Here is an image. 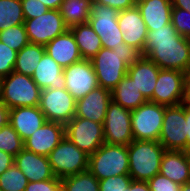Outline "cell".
<instances>
[{
	"label": "cell",
	"instance_id": "obj_38",
	"mask_svg": "<svg viewBox=\"0 0 190 191\" xmlns=\"http://www.w3.org/2000/svg\"><path fill=\"white\" fill-rule=\"evenodd\" d=\"M150 191H180L181 185L171 181L160 173L147 181Z\"/></svg>",
	"mask_w": 190,
	"mask_h": 191
},
{
	"label": "cell",
	"instance_id": "obj_16",
	"mask_svg": "<svg viewBox=\"0 0 190 191\" xmlns=\"http://www.w3.org/2000/svg\"><path fill=\"white\" fill-rule=\"evenodd\" d=\"M117 21L124 43L143 52L148 29L137 6L119 11Z\"/></svg>",
	"mask_w": 190,
	"mask_h": 191
},
{
	"label": "cell",
	"instance_id": "obj_41",
	"mask_svg": "<svg viewBox=\"0 0 190 191\" xmlns=\"http://www.w3.org/2000/svg\"><path fill=\"white\" fill-rule=\"evenodd\" d=\"M99 4L110 6L118 11L132 8L136 4V0H92Z\"/></svg>",
	"mask_w": 190,
	"mask_h": 191
},
{
	"label": "cell",
	"instance_id": "obj_44",
	"mask_svg": "<svg viewBox=\"0 0 190 191\" xmlns=\"http://www.w3.org/2000/svg\"><path fill=\"white\" fill-rule=\"evenodd\" d=\"M9 111L7 105L0 100V129L9 123Z\"/></svg>",
	"mask_w": 190,
	"mask_h": 191
},
{
	"label": "cell",
	"instance_id": "obj_48",
	"mask_svg": "<svg viewBox=\"0 0 190 191\" xmlns=\"http://www.w3.org/2000/svg\"><path fill=\"white\" fill-rule=\"evenodd\" d=\"M183 103L190 107V80H186L185 95Z\"/></svg>",
	"mask_w": 190,
	"mask_h": 191
},
{
	"label": "cell",
	"instance_id": "obj_45",
	"mask_svg": "<svg viewBox=\"0 0 190 191\" xmlns=\"http://www.w3.org/2000/svg\"><path fill=\"white\" fill-rule=\"evenodd\" d=\"M187 152L190 153V107L185 105Z\"/></svg>",
	"mask_w": 190,
	"mask_h": 191
},
{
	"label": "cell",
	"instance_id": "obj_6",
	"mask_svg": "<svg viewBox=\"0 0 190 191\" xmlns=\"http://www.w3.org/2000/svg\"><path fill=\"white\" fill-rule=\"evenodd\" d=\"M48 158L52 172L59 179L88 170L89 155L80 150L66 136L50 152Z\"/></svg>",
	"mask_w": 190,
	"mask_h": 191
},
{
	"label": "cell",
	"instance_id": "obj_46",
	"mask_svg": "<svg viewBox=\"0 0 190 191\" xmlns=\"http://www.w3.org/2000/svg\"><path fill=\"white\" fill-rule=\"evenodd\" d=\"M173 8H181L190 12V0H171Z\"/></svg>",
	"mask_w": 190,
	"mask_h": 191
},
{
	"label": "cell",
	"instance_id": "obj_4",
	"mask_svg": "<svg viewBox=\"0 0 190 191\" xmlns=\"http://www.w3.org/2000/svg\"><path fill=\"white\" fill-rule=\"evenodd\" d=\"M41 89L31 76L11 72L0 79V100L9 109L23 106H38Z\"/></svg>",
	"mask_w": 190,
	"mask_h": 191
},
{
	"label": "cell",
	"instance_id": "obj_49",
	"mask_svg": "<svg viewBox=\"0 0 190 191\" xmlns=\"http://www.w3.org/2000/svg\"><path fill=\"white\" fill-rule=\"evenodd\" d=\"M180 191H190V184L185 183V184L181 185V190Z\"/></svg>",
	"mask_w": 190,
	"mask_h": 191
},
{
	"label": "cell",
	"instance_id": "obj_24",
	"mask_svg": "<svg viewBox=\"0 0 190 191\" xmlns=\"http://www.w3.org/2000/svg\"><path fill=\"white\" fill-rule=\"evenodd\" d=\"M63 68L45 52L33 75V81L41 89H65Z\"/></svg>",
	"mask_w": 190,
	"mask_h": 191
},
{
	"label": "cell",
	"instance_id": "obj_8",
	"mask_svg": "<svg viewBox=\"0 0 190 191\" xmlns=\"http://www.w3.org/2000/svg\"><path fill=\"white\" fill-rule=\"evenodd\" d=\"M118 14V10L92 1L88 23L100 37L104 48L114 49L124 43L117 21Z\"/></svg>",
	"mask_w": 190,
	"mask_h": 191
},
{
	"label": "cell",
	"instance_id": "obj_27",
	"mask_svg": "<svg viewBox=\"0 0 190 191\" xmlns=\"http://www.w3.org/2000/svg\"><path fill=\"white\" fill-rule=\"evenodd\" d=\"M70 30L83 59H92L102 49L101 39L89 23L76 25Z\"/></svg>",
	"mask_w": 190,
	"mask_h": 191
},
{
	"label": "cell",
	"instance_id": "obj_1",
	"mask_svg": "<svg viewBox=\"0 0 190 191\" xmlns=\"http://www.w3.org/2000/svg\"><path fill=\"white\" fill-rule=\"evenodd\" d=\"M142 55L160 69L185 73L190 62V38L180 36L170 22L148 31Z\"/></svg>",
	"mask_w": 190,
	"mask_h": 191
},
{
	"label": "cell",
	"instance_id": "obj_35",
	"mask_svg": "<svg viewBox=\"0 0 190 191\" xmlns=\"http://www.w3.org/2000/svg\"><path fill=\"white\" fill-rule=\"evenodd\" d=\"M171 23L176 32L183 37L190 38V12L181 8H172Z\"/></svg>",
	"mask_w": 190,
	"mask_h": 191
},
{
	"label": "cell",
	"instance_id": "obj_28",
	"mask_svg": "<svg viewBox=\"0 0 190 191\" xmlns=\"http://www.w3.org/2000/svg\"><path fill=\"white\" fill-rule=\"evenodd\" d=\"M92 0H64L59 12L68 29L83 23H88Z\"/></svg>",
	"mask_w": 190,
	"mask_h": 191
},
{
	"label": "cell",
	"instance_id": "obj_37",
	"mask_svg": "<svg viewBox=\"0 0 190 191\" xmlns=\"http://www.w3.org/2000/svg\"><path fill=\"white\" fill-rule=\"evenodd\" d=\"M132 181L129 174L99 180V191H124Z\"/></svg>",
	"mask_w": 190,
	"mask_h": 191
},
{
	"label": "cell",
	"instance_id": "obj_25",
	"mask_svg": "<svg viewBox=\"0 0 190 191\" xmlns=\"http://www.w3.org/2000/svg\"><path fill=\"white\" fill-rule=\"evenodd\" d=\"M137 8L146 24L148 31L171 22V0H136Z\"/></svg>",
	"mask_w": 190,
	"mask_h": 191
},
{
	"label": "cell",
	"instance_id": "obj_10",
	"mask_svg": "<svg viewBox=\"0 0 190 191\" xmlns=\"http://www.w3.org/2000/svg\"><path fill=\"white\" fill-rule=\"evenodd\" d=\"M65 136L88 155L105 143L103 123L80 117H73L65 125Z\"/></svg>",
	"mask_w": 190,
	"mask_h": 191
},
{
	"label": "cell",
	"instance_id": "obj_40",
	"mask_svg": "<svg viewBox=\"0 0 190 191\" xmlns=\"http://www.w3.org/2000/svg\"><path fill=\"white\" fill-rule=\"evenodd\" d=\"M25 191H61V179L55 176L53 179L28 182Z\"/></svg>",
	"mask_w": 190,
	"mask_h": 191
},
{
	"label": "cell",
	"instance_id": "obj_22",
	"mask_svg": "<svg viewBox=\"0 0 190 191\" xmlns=\"http://www.w3.org/2000/svg\"><path fill=\"white\" fill-rule=\"evenodd\" d=\"M159 71L160 68L144 56L128 67L127 75L147 101H151Z\"/></svg>",
	"mask_w": 190,
	"mask_h": 191
},
{
	"label": "cell",
	"instance_id": "obj_43",
	"mask_svg": "<svg viewBox=\"0 0 190 191\" xmlns=\"http://www.w3.org/2000/svg\"><path fill=\"white\" fill-rule=\"evenodd\" d=\"M124 191H150L147 181L132 180Z\"/></svg>",
	"mask_w": 190,
	"mask_h": 191
},
{
	"label": "cell",
	"instance_id": "obj_33",
	"mask_svg": "<svg viewBox=\"0 0 190 191\" xmlns=\"http://www.w3.org/2000/svg\"><path fill=\"white\" fill-rule=\"evenodd\" d=\"M23 149L24 141L9 123L0 129V150L15 157Z\"/></svg>",
	"mask_w": 190,
	"mask_h": 191
},
{
	"label": "cell",
	"instance_id": "obj_32",
	"mask_svg": "<svg viewBox=\"0 0 190 191\" xmlns=\"http://www.w3.org/2000/svg\"><path fill=\"white\" fill-rule=\"evenodd\" d=\"M28 179L15 163L0 175V191H25Z\"/></svg>",
	"mask_w": 190,
	"mask_h": 191
},
{
	"label": "cell",
	"instance_id": "obj_19",
	"mask_svg": "<svg viewBox=\"0 0 190 191\" xmlns=\"http://www.w3.org/2000/svg\"><path fill=\"white\" fill-rule=\"evenodd\" d=\"M14 163L26 176L28 182L43 181L55 177L47 156L38 155L25 148L15 156Z\"/></svg>",
	"mask_w": 190,
	"mask_h": 191
},
{
	"label": "cell",
	"instance_id": "obj_42",
	"mask_svg": "<svg viewBox=\"0 0 190 191\" xmlns=\"http://www.w3.org/2000/svg\"><path fill=\"white\" fill-rule=\"evenodd\" d=\"M15 157L0 150V175L14 164Z\"/></svg>",
	"mask_w": 190,
	"mask_h": 191
},
{
	"label": "cell",
	"instance_id": "obj_50",
	"mask_svg": "<svg viewBox=\"0 0 190 191\" xmlns=\"http://www.w3.org/2000/svg\"><path fill=\"white\" fill-rule=\"evenodd\" d=\"M185 77H186V80H190V62H189V66L185 72Z\"/></svg>",
	"mask_w": 190,
	"mask_h": 191
},
{
	"label": "cell",
	"instance_id": "obj_20",
	"mask_svg": "<svg viewBox=\"0 0 190 191\" xmlns=\"http://www.w3.org/2000/svg\"><path fill=\"white\" fill-rule=\"evenodd\" d=\"M45 115L38 106H23L11 108L9 124L25 141L46 122Z\"/></svg>",
	"mask_w": 190,
	"mask_h": 191
},
{
	"label": "cell",
	"instance_id": "obj_13",
	"mask_svg": "<svg viewBox=\"0 0 190 191\" xmlns=\"http://www.w3.org/2000/svg\"><path fill=\"white\" fill-rule=\"evenodd\" d=\"M24 26L29 42L43 46L68 29L59 10L55 9H49L39 17L25 19Z\"/></svg>",
	"mask_w": 190,
	"mask_h": 191
},
{
	"label": "cell",
	"instance_id": "obj_36",
	"mask_svg": "<svg viewBox=\"0 0 190 191\" xmlns=\"http://www.w3.org/2000/svg\"><path fill=\"white\" fill-rule=\"evenodd\" d=\"M17 51L0 41V79L14 71Z\"/></svg>",
	"mask_w": 190,
	"mask_h": 191
},
{
	"label": "cell",
	"instance_id": "obj_39",
	"mask_svg": "<svg viewBox=\"0 0 190 191\" xmlns=\"http://www.w3.org/2000/svg\"><path fill=\"white\" fill-rule=\"evenodd\" d=\"M23 8L24 19H33L45 14L49 8L39 0H20Z\"/></svg>",
	"mask_w": 190,
	"mask_h": 191
},
{
	"label": "cell",
	"instance_id": "obj_34",
	"mask_svg": "<svg viewBox=\"0 0 190 191\" xmlns=\"http://www.w3.org/2000/svg\"><path fill=\"white\" fill-rule=\"evenodd\" d=\"M0 41L19 52L29 43L24 24L9 27L0 31Z\"/></svg>",
	"mask_w": 190,
	"mask_h": 191
},
{
	"label": "cell",
	"instance_id": "obj_23",
	"mask_svg": "<svg viewBox=\"0 0 190 191\" xmlns=\"http://www.w3.org/2000/svg\"><path fill=\"white\" fill-rule=\"evenodd\" d=\"M190 172V153L186 151L165 150L161 164L160 174L171 181L183 185L188 183Z\"/></svg>",
	"mask_w": 190,
	"mask_h": 191
},
{
	"label": "cell",
	"instance_id": "obj_30",
	"mask_svg": "<svg viewBox=\"0 0 190 191\" xmlns=\"http://www.w3.org/2000/svg\"><path fill=\"white\" fill-rule=\"evenodd\" d=\"M24 21L20 0H0V31L24 24Z\"/></svg>",
	"mask_w": 190,
	"mask_h": 191
},
{
	"label": "cell",
	"instance_id": "obj_14",
	"mask_svg": "<svg viewBox=\"0 0 190 191\" xmlns=\"http://www.w3.org/2000/svg\"><path fill=\"white\" fill-rule=\"evenodd\" d=\"M186 77L184 72L160 69L151 102L164 106L182 104L185 95Z\"/></svg>",
	"mask_w": 190,
	"mask_h": 191
},
{
	"label": "cell",
	"instance_id": "obj_12",
	"mask_svg": "<svg viewBox=\"0 0 190 191\" xmlns=\"http://www.w3.org/2000/svg\"><path fill=\"white\" fill-rule=\"evenodd\" d=\"M103 128L106 144L128 146L134 140L131 128V110L111 100Z\"/></svg>",
	"mask_w": 190,
	"mask_h": 191
},
{
	"label": "cell",
	"instance_id": "obj_47",
	"mask_svg": "<svg viewBox=\"0 0 190 191\" xmlns=\"http://www.w3.org/2000/svg\"><path fill=\"white\" fill-rule=\"evenodd\" d=\"M49 9L59 10L60 5L64 0H39Z\"/></svg>",
	"mask_w": 190,
	"mask_h": 191
},
{
	"label": "cell",
	"instance_id": "obj_29",
	"mask_svg": "<svg viewBox=\"0 0 190 191\" xmlns=\"http://www.w3.org/2000/svg\"><path fill=\"white\" fill-rule=\"evenodd\" d=\"M45 52V46L29 42L17 52L14 71L27 76H32Z\"/></svg>",
	"mask_w": 190,
	"mask_h": 191
},
{
	"label": "cell",
	"instance_id": "obj_9",
	"mask_svg": "<svg viewBox=\"0 0 190 191\" xmlns=\"http://www.w3.org/2000/svg\"><path fill=\"white\" fill-rule=\"evenodd\" d=\"M165 150L186 151L185 104L166 106L158 140Z\"/></svg>",
	"mask_w": 190,
	"mask_h": 191
},
{
	"label": "cell",
	"instance_id": "obj_11",
	"mask_svg": "<svg viewBox=\"0 0 190 191\" xmlns=\"http://www.w3.org/2000/svg\"><path fill=\"white\" fill-rule=\"evenodd\" d=\"M38 107L47 121L66 125L76 112V100L66 89H44Z\"/></svg>",
	"mask_w": 190,
	"mask_h": 191
},
{
	"label": "cell",
	"instance_id": "obj_17",
	"mask_svg": "<svg viewBox=\"0 0 190 191\" xmlns=\"http://www.w3.org/2000/svg\"><path fill=\"white\" fill-rule=\"evenodd\" d=\"M65 137V125L46 121L24 141V148L38 155L49 156L50 152Z\"/></svg>",
	"mask_w": 190,
	"mask_h": 191
},
{
	"label": "cell",
	"instance_id": "obj_21",
	"mask_svg": "<svg viewBox=\"0 0 190 191\" xmlns=\"http://www.w3.org/2000/svg\"><path fill=\"white\" fill-rule=\"evenodd\" d=\"M45 51L63 69L83 59L70 29L51 40L45 46Z\"/></svg>",
	"mask_w": 190,
	"mask_h": 191
},
{
	"label": "cell",
	"instance_id": "obj_7",
	"mask_svg": "<svg viewBox=\"0 0 190 191\" xmlns=\"http://www.w3.org/2000/svg\"><path fill=\"white\" fill-rule=\"evenodd\" d=\"M166 106L147 101L131 110V128L134 140L158 141Z\"/></svg>",
	"mask_w": 190,
	"mask_h": 191
},
{
	"label": "cell",
	"instance_id": "obj_26",
	"mask_svg": "<svg viewBox=\"0 0 190 191\" xmlns=\"http://www.w3.org/2000/svg\"><path fill=\"white\" fill-rule=\"evenodd\" d=\"M112 100L122 107L134 110L140 105L147 102L143 94L134 84V80L127 74L124 78L111 90Z\"/></svg>",
	"mask_w": 190,
	"mask_h": 191
},
{
	"label": "cell",
	"instance_id": "obj_3",
	"mask_svg": "<svg viewBox=\"0 0 190 191\" xmlns=\"http://www.w3.org/2000/svg\"><path fill=\"white\" fill-rule=\"evenodd\" d=\"M129 175L132 180L149 181L160 172L165 149L158 141L133 140L128 146Z\"/></svg>",
	"mask_w": 190,
	"mask_h": 191
},
{
	"label": "cell",
	"instance_id": "obj_18",
	"mask_svg": "<svg viewBox=\"0 0 190 191\" xmlns=\"http://www.w3.org/2000/svg\"><path fill=\"white\" fill-rule=\"evenodd\" d=\"M111 100V90L98 87L89 92L85 97L76 100V112L74 117L104 123Z\"/></svg>",
	"mask_w": 190,
	"mask_h": 191
},
{
	"label": "cell",
	"instance_id": "obj_2",
	"mask_svg": "<svg viewBox=\"0 0 190 191\" xmlns=\"http://www.w3.org/2000/svg\"><path fill=\"white\" fill-rule=\"evenodd\" d=\"M142 52L135 47L121 43L114 49L104 48L90 59L96 73L99 87L109 90L127 74L129 65L142 57Z\"/></svg>",
	"mask_w": 190,
	"mask_h": 191
},
{
	"label": "cell",
	"instance_id": "obj_5",
	"mask_svg": "<svg viewBox=\"0 0 190 191\" xmlns=\"http://www.w3.org/2000/svg\"><path fill=\"white\" fill-rule=\"evenodd\" d=\"M88 170L98 179L129 174L127 146L103 143L89 155Z\"/></svg>",
	"mask_w": 190,
	"mask_h": 191
},
{
	"label": "cell",
	"instance_id": "obj_31",
	"mask_svg": "<svg viewBox=\"0 0 190 191\" xmlns=\"http://www.w3.org/2000/svg\"><path fill=\"white\" fill-rule=\"evenodd\" d=\"M61 191H99V180L87 170L61 179Z\"/></svg>",
	"mask_w": 190,
	"mask_h": 191
},
{
	"label": "cell",
	"instance_id": "obj_15",
	"mask_svg": "<svg viewBox=\"0 0 190 191\" xmlns=\"http://www.w3.org/2000/svg\"><path fill=\"white\" fill-rule=\"evenodd\" d=\"M65 89L75 100L99 87L91 60L82 59L64 68Z\"/></svg>",
	"mask_w": 190,
	"mask_h": 191
}]
</instances>
